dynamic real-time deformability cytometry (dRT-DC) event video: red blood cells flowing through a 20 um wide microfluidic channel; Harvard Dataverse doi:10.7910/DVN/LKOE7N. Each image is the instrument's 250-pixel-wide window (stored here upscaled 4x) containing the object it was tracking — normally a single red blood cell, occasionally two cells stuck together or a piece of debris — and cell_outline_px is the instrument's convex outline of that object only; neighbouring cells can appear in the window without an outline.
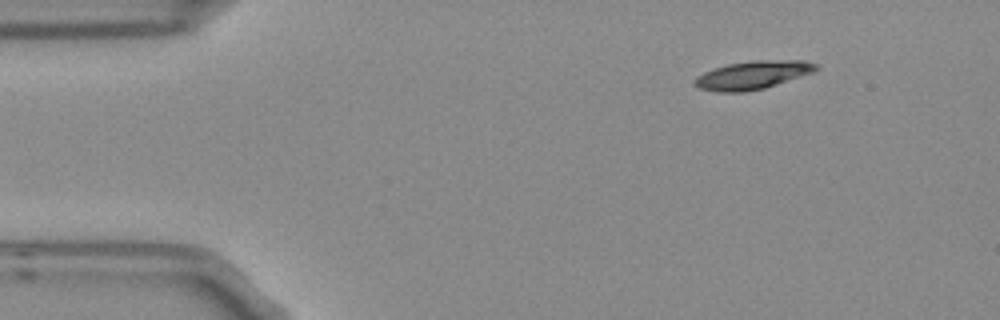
{"species": "Egyptian fruit bat (a non-hibernating species)", "species_latin": "Rousettus aegyptiacus", "temperature_condition": "room temperature", "stored_images_in_passage": 4, "camera_frame_rate_fps": 3000, "um_per_image_px": 0.085, "frame": {"image": 1, "passage_image": 1, "time_ms": 0.0, "image_size_px": [1000, 320], "cell_outline_px": [[820, 68], [816, 72], [764, 88], [744, 92], [720, 92], [700, 88], [692, 84], [692, 80], [696, 76], [712, 68], [728, 64], [752, 60], [804, 60], [820, 64]], "centroid_in_image_um": [64.01, 6.37], "position_along_channel_um": 21.0, "area_um2": 20.35}}